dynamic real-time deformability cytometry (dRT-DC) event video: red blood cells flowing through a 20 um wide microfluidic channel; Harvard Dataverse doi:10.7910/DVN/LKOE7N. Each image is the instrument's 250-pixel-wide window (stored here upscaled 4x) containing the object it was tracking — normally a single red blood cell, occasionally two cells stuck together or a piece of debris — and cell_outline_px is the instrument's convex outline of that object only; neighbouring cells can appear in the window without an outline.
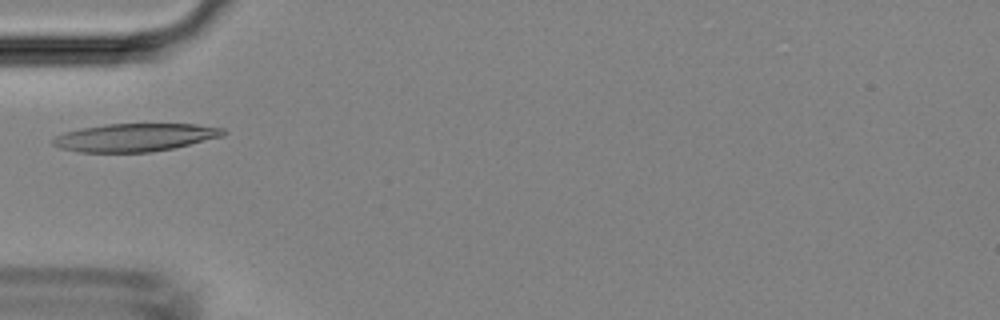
{"species": "Egyptian fruit bat (a non-hibernating species)", "species_latin": "Rousettus aegyptiacus", "temperature_condition": "room temperature", "stored_images_in_passage": 24, "camera_frame_rate_fps": 3000, "um_per_image_px": 0.085, "animal": {"sex": "female"}, "frame": {"image": 1, "passage_image": 1, "time_ms": 0.0, "image_size_px": [1000, 320], "cell_outline_px": [[228, 132], [224, 136], [172, 148], [152, 152], [76, 152], [60, 148], [52, 144], [52, 140], [56, 136], [64, 132], [80, 128], [104, 124], [196, 124], [224, 128]], "centroid_in_image_um": [11.47, 11.68], "position_along_channel_um": 73.5, "area_um2": 27.86}}
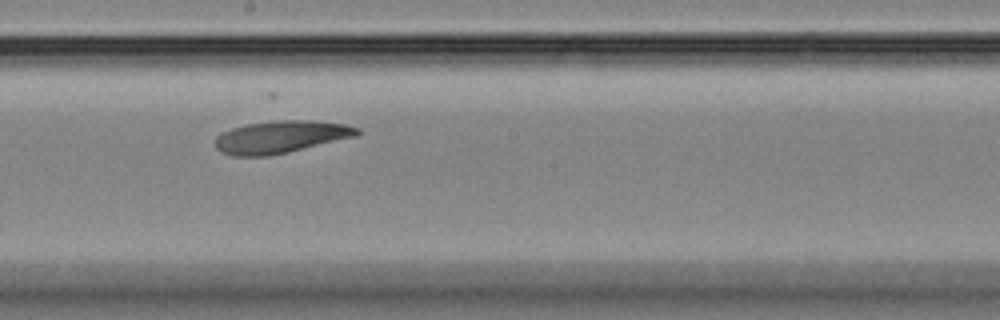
{"frame": {"image": 2, "passage_image": 12, "time_ms": 3.667, "image_size_px": [1000, 320], "cell_outline_px": [[360, 136], [288, 152], [268, 156], [232, 156], [220, 152], [216, 148], [216, 136], [220, 132], [232, 128], [248, 124], [276, 120], [312, 120], [344, 124], [360, 128]], "centroid_in_image_um": [23.89, 11.64], "position_along_channel_um": 224.3, "area_um2": 27.05}}
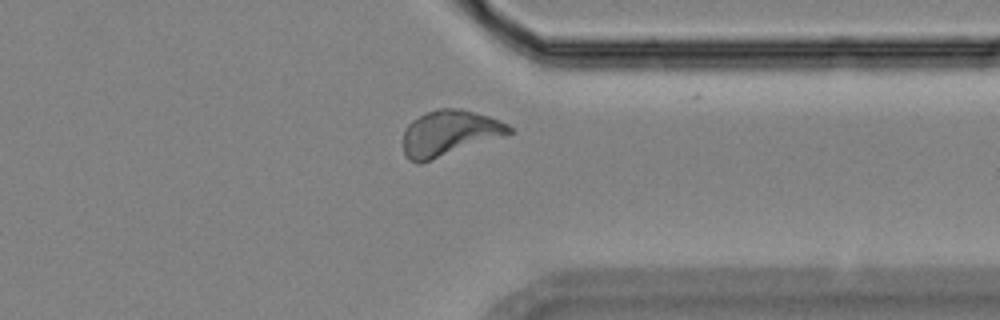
{"frame": {"image": 3, "passage_image": 23, "time_ms": 7.333, "image_size_px": [1000, 320], "cell_outline_px": [[512, 132], [420, 164], [416, 164], [408, 160], [404, 156], [404, 128], [412, 120], [424, 112], [436, 108], [460, 108], [488, 116], [508, 124], [512, 128]], "centroid_in_image_um": [38.11, 11.3], "position_along_channel_um": 373.3, "area_um2": 27.92}}